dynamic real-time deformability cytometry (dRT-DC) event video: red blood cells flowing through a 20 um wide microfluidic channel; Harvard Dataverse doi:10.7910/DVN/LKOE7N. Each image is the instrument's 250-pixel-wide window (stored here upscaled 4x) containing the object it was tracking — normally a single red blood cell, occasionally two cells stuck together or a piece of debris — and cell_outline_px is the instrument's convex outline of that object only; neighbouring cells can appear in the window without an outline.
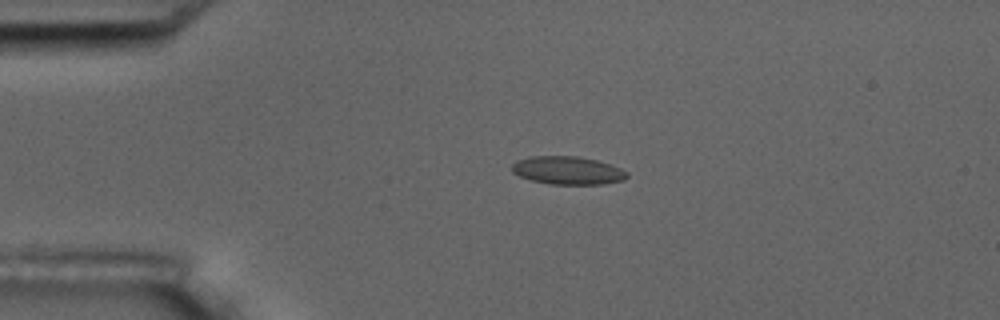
{"species": "common noctule bat (a hibernating species)", "species_latin": "Nyctalus noctula", "temperature_condition": "room temperature", "stored_images_in_passage": 15, "camera_frame_rate_fps": 3000, "um_per_image_px": 0.085, "animal": {"sex": "male", "body_mass_g": 17.5, "forearm_length_mm": 52.3}, "frame": {"image": 1, "passage_image": 3, "time_ms": 2.333, "image_size_px": [1000, 320], "cell_outline_px": [[628, 176], [624, 180], [604, 184], [548, 184], [532, 180], [520, 176], [512, 172], [512, 164], [516, 160], [528, 156], [576, 156], [596, 160], [620, 168], [628, 172]], "centroid_in_image_um": [48.23, 14.48], "position_along_channel_um": 36.8, "area_um2": 18.84}}
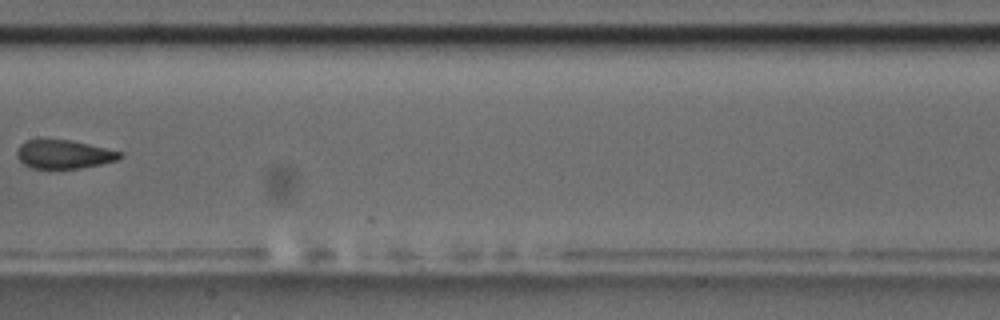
{"frame": {"image": 2, "passage_image": 7, "time_ms": 8.0, "image_size_px": [1000, 320], "cell_outline_px": [[124, 156], [116, 160], [100, 164], [80, 168], [32, 168], [24, 164], [16, 156], [16, 152], [20, 144], [28, 140], [40, 136], [72, 140], [124, 152]], "centroid_in_image_um": [5.4, 13.06], "position_along_channel_um": 202.0, "area_um2": 17.74}}
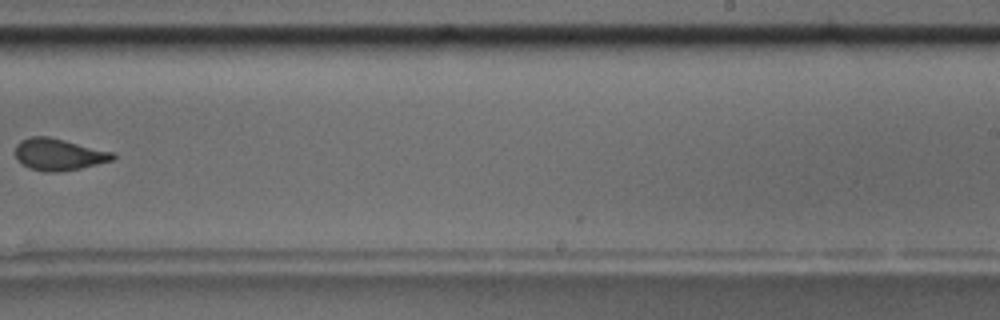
{"frame": {"image": 3, "passage_image": 9, "time_ms": 10.333, "image_size_px": [1000, 320], "cell_outline_px": [[116, 156], [112, 160], [80, 168], [56, 172], [44, 172], [28, 168], [16, 160], [16, 144], [20, 140], [32, 136], [48, 136], [112, 152]], "centroid_in_image_um": [4.93, 13.13], "position_along_channel_um": 284.1, "area_um2": 17.92}, "authors_computed_cell_mechanics": {"area_um2": 18.3226, "velocity_mm_per_s": 3.5219, "shape_relaxation_time_tau1_ms": null, "shape_relaxation_time_tau2_ms": 1.2543, "deformation_change_tau1": null, "deformation_change_tau2": 0.0829}}